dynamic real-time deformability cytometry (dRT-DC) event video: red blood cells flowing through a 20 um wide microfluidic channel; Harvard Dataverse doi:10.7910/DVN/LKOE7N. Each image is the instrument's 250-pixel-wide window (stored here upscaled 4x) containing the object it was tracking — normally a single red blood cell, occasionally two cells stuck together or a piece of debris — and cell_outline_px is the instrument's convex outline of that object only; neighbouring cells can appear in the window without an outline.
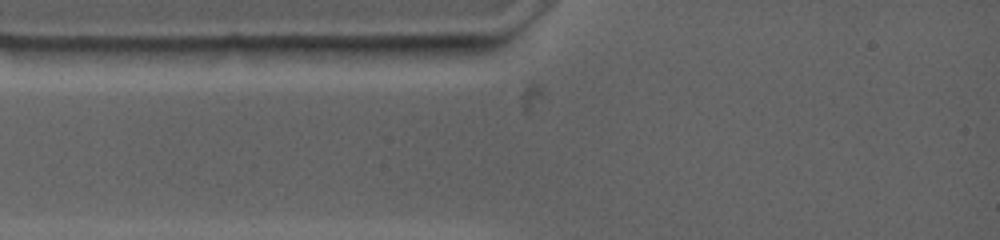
{"species": "common noctule bat (a hibernating species)", "species_latin": "Nyctalus noctula", "temperature_condition": "warm", "stored_images_in_passage": 2, "segment_of_instrument_passage": [1, 2], "camera_frame_rate_fps": 4500, "um_per_image_px": 0.085, "animal": {"sex": "female", "body_mass_g": 19.0, "forearm_length_mm": 53.3}, "frame": {"image": 1, "passage_image": 1, "time_ms": 0.0, "image_size_px": [1000, 240], "cell_outline_px": [[268, 48], [252, 64], [124, 48], [232, 44], [236, 44]], "centroid_in_image_um": [18.15, 4.42], "position_along_channel_um": 66.9, "area_um2": 10.46}}